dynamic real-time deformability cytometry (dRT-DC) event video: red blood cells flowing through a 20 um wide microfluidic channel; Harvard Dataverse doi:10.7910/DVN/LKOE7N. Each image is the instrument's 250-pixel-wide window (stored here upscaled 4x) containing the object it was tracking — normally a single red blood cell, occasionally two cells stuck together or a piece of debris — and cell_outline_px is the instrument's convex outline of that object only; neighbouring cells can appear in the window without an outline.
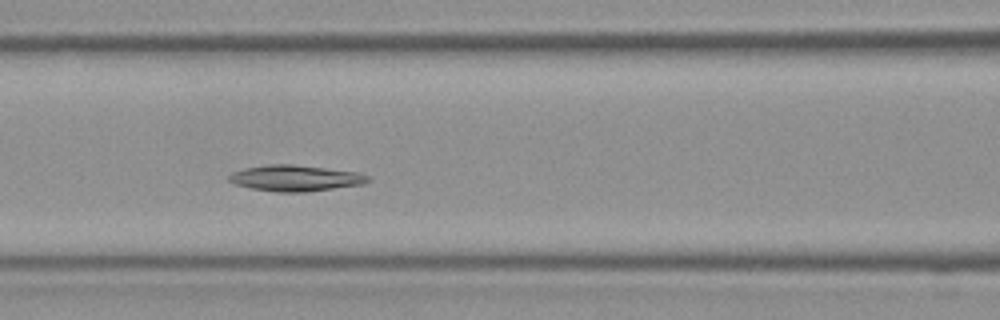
{"species": "Egyptian fruit bat (a non-hibernating species)", "species_latin": "Rousettus aegyptiacus", "temperature_condition": "room temperature", "stored_images_in_passage": 37, "camera_frame_rate_fps": 3000, "um_per_image_px": 0.085, "frame": {"image": 1, "passage_image": 14, "time_ms": 4.333, "image_size_px": [1000, 320], "cell_outline_px": [[372, 180], [364, 184], [304, 192], [276, 192], [252, 188], [236, 184], [228, 180], [228, 176], [232, 172], [244, 168], [268, 164], [292, 164], [356, 172], [368, 176]], "centroid_in_image_um": [25.09, 15.14], "position_along_channel_um": 141.5, "area_um2": 20.92}}
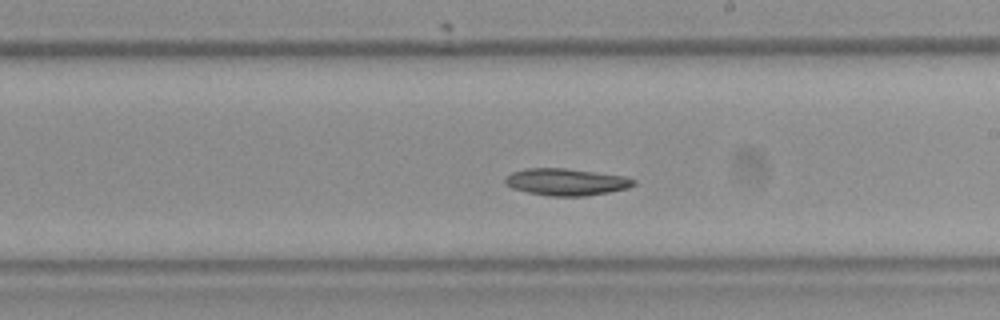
{"frame": {"image": 2, "passage_image": 20, "time_ms": 6.333, "image_size_px": [1000, 320], "cell_outline_px": [[636, 184], [628, 188], [608, 192], [584, 196], [548, 196], [528, 192], [512, 188], [504, 184], [504, 176], [512, 172], [528, 168], [564, 168], [624, 176], [636, 180]], "centroid_in_image_um": [48.09, 15.46], "position_along_channel_um": 240.9, "area_um2": 20.17}}
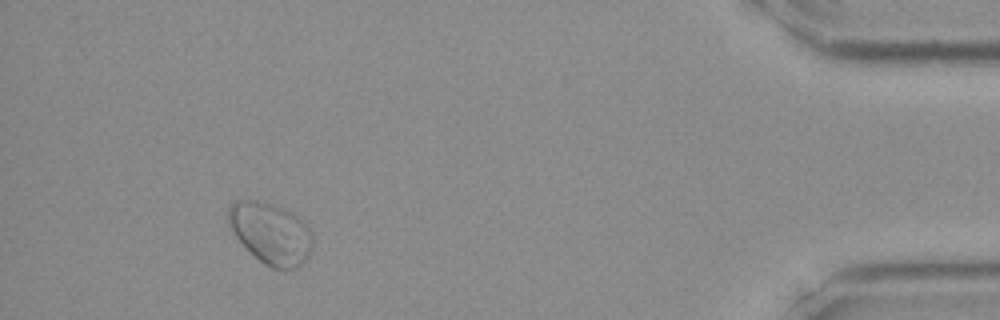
{"frame": {"image": 3, "passage_image": 34, "time_ms": 11.0, "image_size_px": [1000, 320], "cell_outline_px": [[312, 248], [308, 256], [296, 268], [272, 268], [264, 264], [232, 232], [228, 224], [228, 208], [236, 200], [264, 200], [296, 212], [312, 232]], "centroid_in_image_um": [23.03, 19.77], "position_along_channel_um": 412.2, "area_um2": 30.23}}